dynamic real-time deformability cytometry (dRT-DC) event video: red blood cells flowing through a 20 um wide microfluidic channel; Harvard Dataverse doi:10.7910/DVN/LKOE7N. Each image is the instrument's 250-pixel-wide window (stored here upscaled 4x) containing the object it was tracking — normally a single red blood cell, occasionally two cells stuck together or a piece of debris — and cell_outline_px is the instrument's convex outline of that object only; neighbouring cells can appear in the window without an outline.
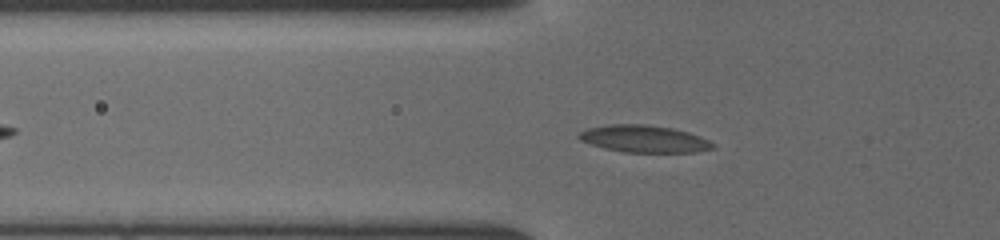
{"species": "common noctule bat (a hibernating species)", "species_latin": "Nyctalus noctula", "temperature_condition": "cold", "stored_images_in_passage": 31, "camera_frame_rate_fps": 3000, "um_per_image_px": 0.085, "animal": {"sex": "female", "body_mass_g": 19.5, "forearm_length_mm": 54.1}, "frame": {"image": 1, "passage_image": 3, "time_ms": 0.667, "image_size_px": [1000, 240], "cell_outline_px": [[716, 148], [696, 152], [624, 152], [604, 148], [580, 140], [576, 136], [580, 132], [588, 128], [612, 124], [644, 124], [672, 128], [688, 132], [700, 136], [716, 144]], "centroid_in_image_um": [54.78, 11.8], "position_along_channel_um": 71.0, "area_um2": 21.15}}
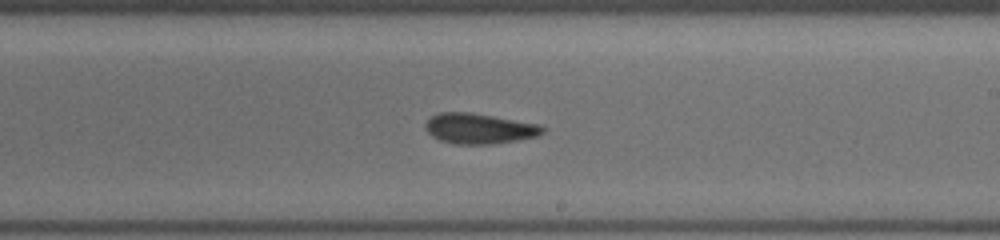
{"frame": {"image": 2, "passage_image": 16, "time_ms": 5.0, "image_size_px": [1000, 240], "cell_outline_px": [[544, 132], [536, 136], [516, 140], [492, 144], [456, 144], [440, 140], [432, 136], [424, 128], [424, 124], [432, 116], [440, 112], [472, 112], [540, 124], [544, 128]], "centroid_in_image_um": [40.72, 10.92], "position_along_channel_um": 248.3, "area_um2": 20.75}}
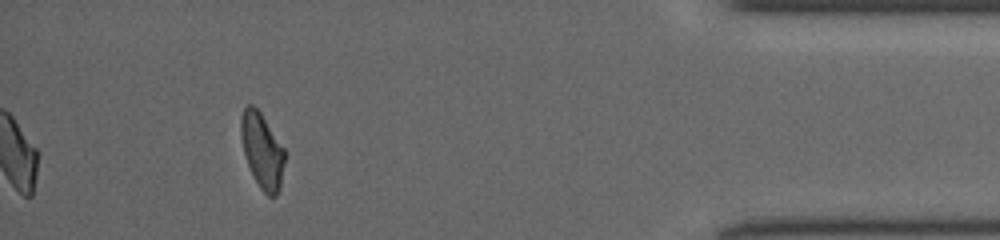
{"frame": {"image": 3, "passage_image": 31, "time_ms": 10.0, "image_size_px": [1000, 240], "cell_outline_px": [[284, 164], [280, 184], [276, 196], [268, 196], [260, 188], [248, 164], [244, 152], [240, 136], [240, 120], [244, 108], [248, 104], [252, 104], [260, 112], [284, 148]], "centroid_in_image_um": [22.26, 12.77], "position_along_channel_um": 412.9, "area_um2": 18.79}}